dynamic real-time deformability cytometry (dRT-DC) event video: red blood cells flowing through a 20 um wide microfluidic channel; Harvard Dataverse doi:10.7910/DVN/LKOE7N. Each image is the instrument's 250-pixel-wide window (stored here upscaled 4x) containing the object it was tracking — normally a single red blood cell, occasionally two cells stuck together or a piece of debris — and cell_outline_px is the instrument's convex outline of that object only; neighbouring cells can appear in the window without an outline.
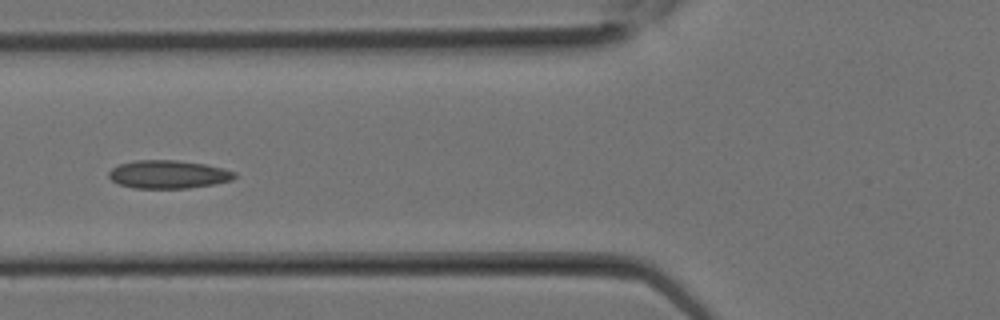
{"species": "Egyptian fruit bat (a non-hibernating species)", "species_latin": "Rousettus aegyptiacus", "temperature_condition": "room temperature", "stored_images_in_passage": 11, "camera_frame_rate_fps": 3000, "um_per_image_px": 0.085, "animal": {"sex": "female"}, "frame": {"image": 1, "passage_image": 10, "time_ms": 3.0, "image_size_px": [1000, 320], "cell_outline_px": [[236, 176], [232, 180], [212, 184], [188, 188], [132, 188], [120, 184], [112, 180], [108, 176], [108, 172], [112, 168], [120, 164], [132, 160], [176, 160], [204, 164], [224, 168], [236, 172]], "centroid_in_image_um": [14.3, 14.81], "position_along_channel_um": 111.5, "area_um2": 20.63}}